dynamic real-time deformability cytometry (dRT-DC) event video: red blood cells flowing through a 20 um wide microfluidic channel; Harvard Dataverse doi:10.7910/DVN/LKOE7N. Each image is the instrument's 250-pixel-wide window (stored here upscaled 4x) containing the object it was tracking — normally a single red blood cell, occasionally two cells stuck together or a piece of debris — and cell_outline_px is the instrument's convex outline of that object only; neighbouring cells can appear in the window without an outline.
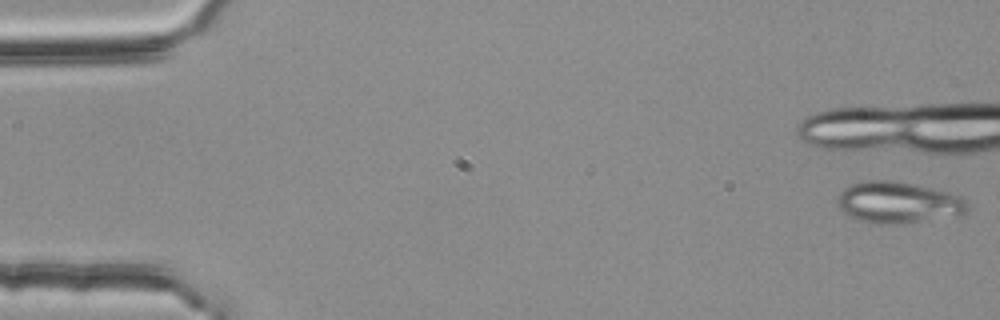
{"species": "common noctule bat (a hibernating species)", "species_latin": "Nyctalus noctula", "temperature_condition": "room temperature", "stored_images_in_passage": 7, "camera_frame_rate_fps": 3000, "um_per_image_px": 0.085, "animal": {"sex": "female", "body_mass_g": 25.1}, "frame": {"image": 1, "passage_image": 1, "time_ms": 0.0, "image_size_px": [1000, 320], "cell_outline_px": [[968, 208], [960, 216], [900, 224], [872, 224], [848, 216], [836, 204], [836, 200], [840, 192], [844, 188], [852, 184], [868, 180], [892, 180], [912, 184], [948, 192], [960, 196], [968, 204]], "centroid_in_image_um": [76.33, 17.23], "position_along_channel_um": 8.7, "area_um2": 31.56}}